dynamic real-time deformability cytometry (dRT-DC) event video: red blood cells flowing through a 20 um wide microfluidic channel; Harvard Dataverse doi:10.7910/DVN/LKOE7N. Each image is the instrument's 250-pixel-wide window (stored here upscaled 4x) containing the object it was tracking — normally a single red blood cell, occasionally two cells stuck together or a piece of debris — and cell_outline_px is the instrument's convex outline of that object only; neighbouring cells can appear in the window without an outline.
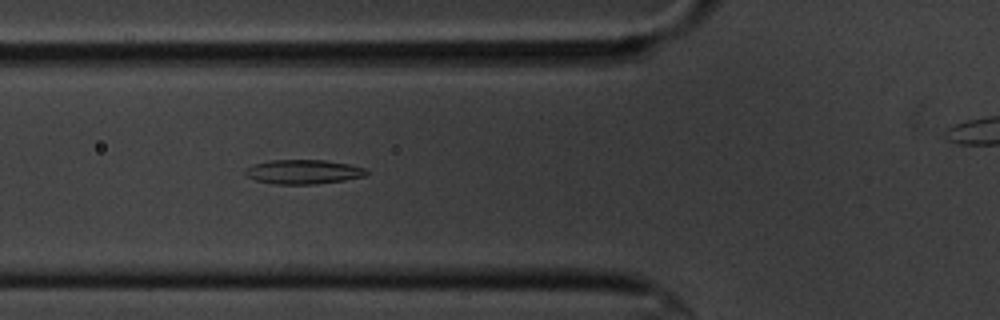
{"species": "common noctule bat (a hibernating species)", "species_latin": "Nyctalus noctula", "temperature_condition": "cold", "stored_images_in_passage": 50, "camera_frame_rate_fps": 3000, "um_per_image_px": 0.085, "animal": {"sex": "male", "body_mass_g": 20.1, "forearm_length_mm": 53.5}, "frame": {"image": 1, "passage_image": 12, "time_ms": 3.667, "image_size_px": [1000, 320], "cell_outline_px": [[368, 172], [364, 176], [344, 180], [316, 184], [276, 184], [256, 180], [244, 176], [244, 168], [252, 164], [268, 160], [324, 160], [348, 164], [368, 168]], "centroid_in_image_um": [25.74, 14.6], "position_along_channel_um": 100.1, "area_um2": 17.34}}
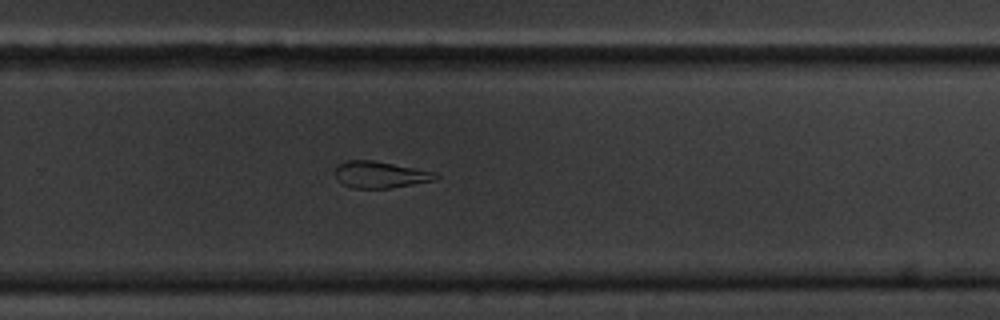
{"frame": {"image": 2, "passage_image": 29, "time_ms": 9.333, "image_size_px": [1000, 320], "cell_outline_px": [[440, 176], [436, 180], [388, 188], [352, 188], [340, 184], [336, 180], [336, 164], [348, 160], [372, 160], [416, 168], [436, 172]], "centroid_in_image_um": [32.29, 14.84], "position_along_channel_um": 297.5, "area_um2": 15.72}}
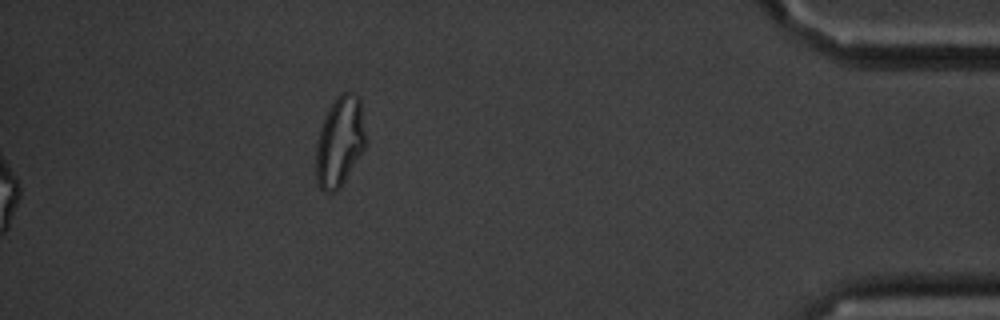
{"frame": {"image": 3, "passage_image": 50, "time_ms": 16.333, "image_size_px": [1000, 320], "cell_outline_px": [[368, 144], [340, 188], [332, 192], [324, 192], [320, 188], [316, 180], [316, 144], [320, 128], [332, 104], [344, 92], [348, 92], [356, 96], [360, 100]], "centroid_in_image_um": [28.9, 12.1], "position_along_channel_um": 406.3, "area_um2": 26.01}, "authors_computed_cell_mechanics": {"area_um2": 17.629, "velocity_mm_per_s": 3.4833, "shape_relaxation_time_tau1_ms": 7.7985, "shape_relaxation_time_tau2_ms": 6.4806, "deformation_change_tau1": 0.1742, "deformation_change_tau2": 0.173}}